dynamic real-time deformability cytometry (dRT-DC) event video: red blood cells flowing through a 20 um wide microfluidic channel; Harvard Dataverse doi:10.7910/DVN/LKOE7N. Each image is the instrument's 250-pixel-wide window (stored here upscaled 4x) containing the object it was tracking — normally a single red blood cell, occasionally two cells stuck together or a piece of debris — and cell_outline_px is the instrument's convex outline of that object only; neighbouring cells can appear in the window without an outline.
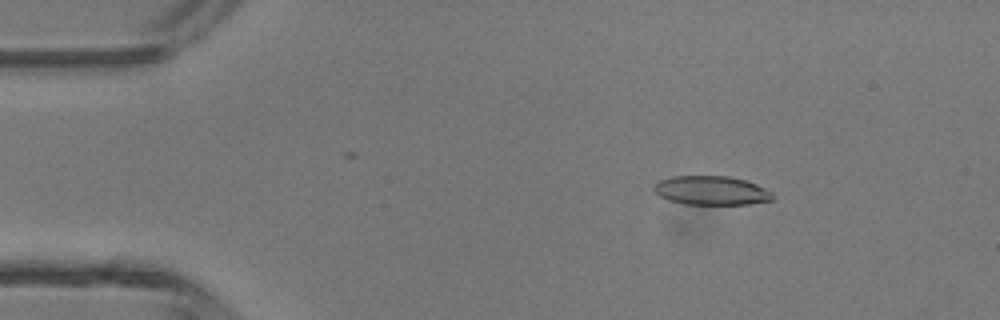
{"species": "common noctule bat (a hibernating species)", "species_latin": "Nyctalus noctula", "temperature_condition": "room temperature", "stored_images_in_passage": 4, "camera_frame_rate_fps": 3000, "um_per_image_px": 0.085, "animal": {"sex": "male", "body_mass_g": 13.3}, "frame": {"image": 1, "passage_image": 2, "time_ms": 0.333, "image_size_px": [1000, 320], "cell_outline_px": [[772, 200], [748, 204], [684, 204], [668, 200], [660, 196], [652, 188], [660, 180], [672, 176], [728, 176], [744, 180], [756, 184], [772, 192]], "centroid_in_image_um": [60.44, 16.19], "position_along_channel_um": 24.6, "area_um2": 19.88}}
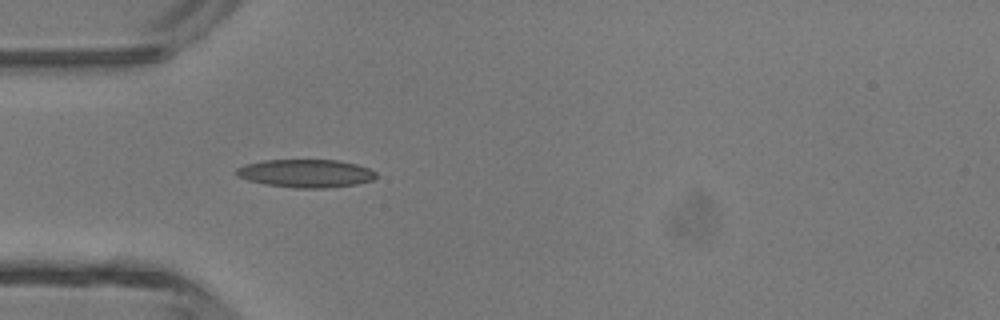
{"frame": {"image": 2, "passage_image": 4, "time_ms": 1.0, "image_size_px": [1000, 320], "cell_outline_px": [[376, 176], [372, 180], [356, 184], [324, 188], [296, 188], [264, 184], [248, 180], [236, 176], [232, 172], [236, 168], [244, 164], [264, 160], [340, 160], [356, 164], [368, 168], [376, 172]], "centroid_in_image_um": [25.93, 14.73], "position_along_channel_um": 59.1, "area_um2": 23.0}}